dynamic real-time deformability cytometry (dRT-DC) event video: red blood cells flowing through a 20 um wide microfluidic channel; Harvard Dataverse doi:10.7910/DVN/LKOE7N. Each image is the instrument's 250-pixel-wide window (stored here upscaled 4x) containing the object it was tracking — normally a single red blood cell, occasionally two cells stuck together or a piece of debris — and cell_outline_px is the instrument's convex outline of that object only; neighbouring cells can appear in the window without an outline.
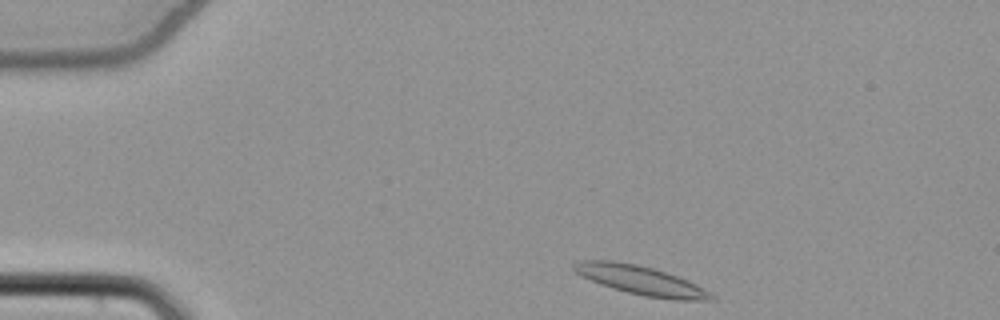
{"species": "common noctule bat (a hibernating species)", "species_latin": "Nyctalus noctula", "temperature_condition": "cold", "stored_images_in_passage": 46, "camera_frame_rate_fps": 3000, "um_per_image_px": 0.085, "animal": {"sex": "female", "body_mass_g": 22.7, "forearm_length_mm": 54.2}, "frame": {"image": 1, "passage_image": 1, "time_ms": 0.0, "image_size_px": [1000, 320], "cell_outline_px": [[716, 300], [672, 300], [644, 296], [612, 288], [600, 284], [576, 272], [572, 268], [572, 264], [580, 260], [612, 260], [636, 264], [652, 268], [688, 280], [704, 288], [716, 296]], "centroid_in_image_um": [54.5, 23.83], "position_along_channel_um": 30.5, "area_um2": 23.12}}
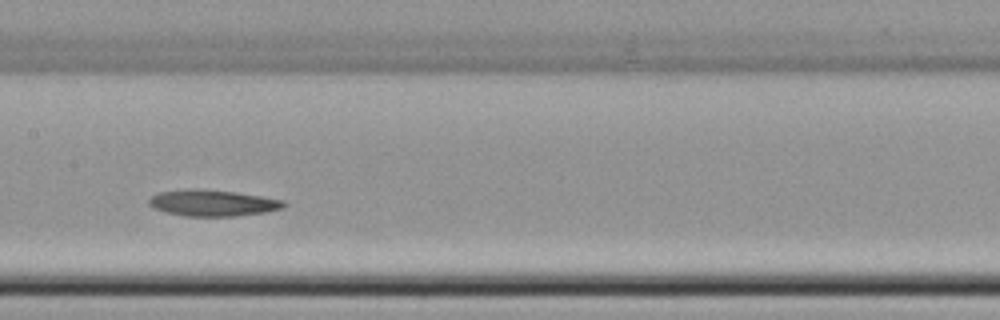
{"frame": {"image": 2, "passage_image": 19, "time_ms": 6.0, "image_size_px": [1000, 320], "cell_outline_px": [[288, 204], [284, 208], [264, 212], [236, 216], [184, 216], [164, 212], [152, 208], [148, 204], [148, 200], [152, 196], [160, 192], [188, 188], [196, 188], [236, 192], [284, 200]], "centroid_in_image_um": [18.06, 17.25], "position_along_channel_um": 189.3, "area_um2": 20.87}}
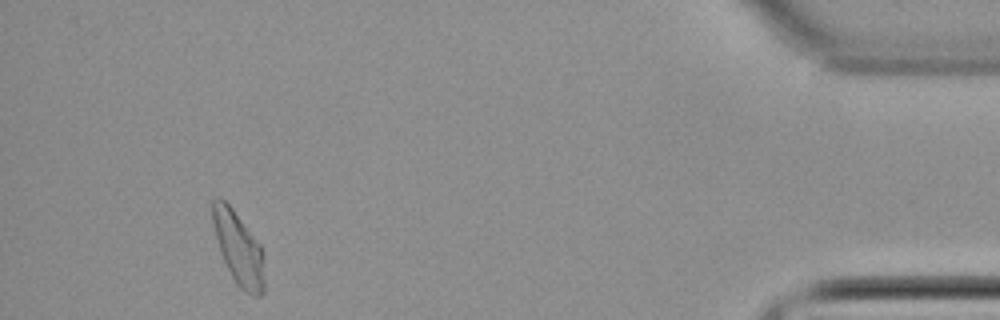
{"frame": {"image": 3, "passage_image": 42, "time_ms": 13.667, "image_size_px": [1000, 320], "cell_outline_px": [[264, 292], [260, 296], [252, 296], [240, 288], [232, 276], [220, 252], [212, 224], [212, 200], [216, 196], [220, 196], [232, 208], [260, 244], [264, 280]], "centroid_in_image_um": [20.24, 21.09], "position_along_channel_um": 415.0, "area_um2": 21.68}, "authors_computed_cell_mechanics": {"area_um2": 21.2415, "velocity_mm_per_s": 3.7871, "shape_relaxation_time_tau1_ms": 3.4441, "shape_relaxation_time_tau2_ms": 8.8238, "deformation_change_tau1": 0.0885, "deformation_change_tau2": 0.1213}}